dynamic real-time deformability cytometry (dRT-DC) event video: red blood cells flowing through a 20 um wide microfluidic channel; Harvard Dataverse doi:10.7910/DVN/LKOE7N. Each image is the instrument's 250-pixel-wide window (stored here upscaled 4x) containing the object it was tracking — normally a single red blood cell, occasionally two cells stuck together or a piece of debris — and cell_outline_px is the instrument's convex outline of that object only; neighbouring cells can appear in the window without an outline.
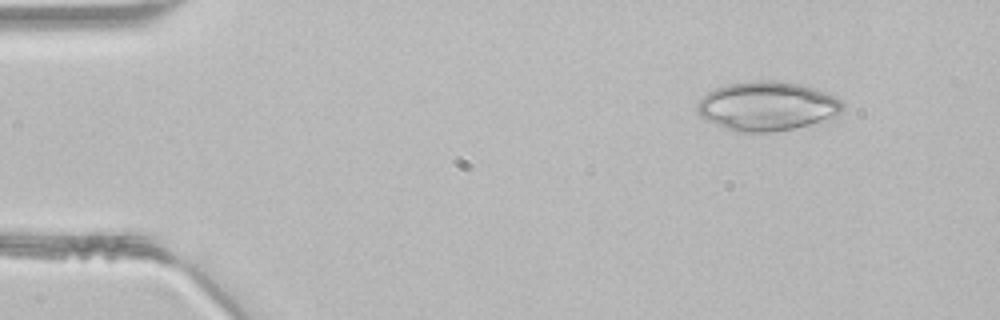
{"species": "common noctule bat (a hibernating species)", "species_latin": "Nyctalus noctula", "temperature_condition": "room temperature", "stored_images_in_passage": 42, "camera_frame_rate_fps": 3000, "um_per_image_px": 0.085, "animal": {"sex": "male", "body_mass_g": 21.5, "forearm_length_mm": 52.0}, "frame": {"image": 1, "passage_image": 1, "time_ms": 0.0, "image_size_px": [1000, 320], "cell_outline_px": [[844, 108], [836, 116], [808, 124], [792, 128], [772, 132], [732, 132], [704, 120], [696, 112], [696, 104], [708, 92], [716, 88], [728, 84], [748, 80], [772, 80], [800, 84], [836, 96], [844, 104]], "centroid_in_image_um": [65.14, 9.02], "position_along_channel_um": 19.9, "area_um2": 41.79}}
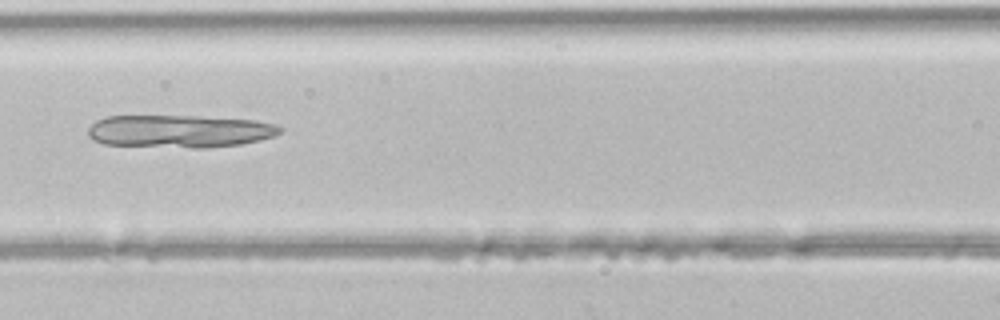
{"frame": {"image": 2, "passage_image": 16, "time_ms": 5.0, "image_size_px": [1000, 320], "cell_outline_px": [[284, 128], [280, 132], [272, 136], [260, 140], [240, 144], [208, 148], [192, 148], [104, 144], [92, 140], [88, 136], [88, 128], [96, 120], [108, 116], [200, 116], [256, 120], [276, 124]], "centroid_in_image_um": [15.27, 11.15], "position_along_channel_um": 151.3, "area_um2": 36.82}}
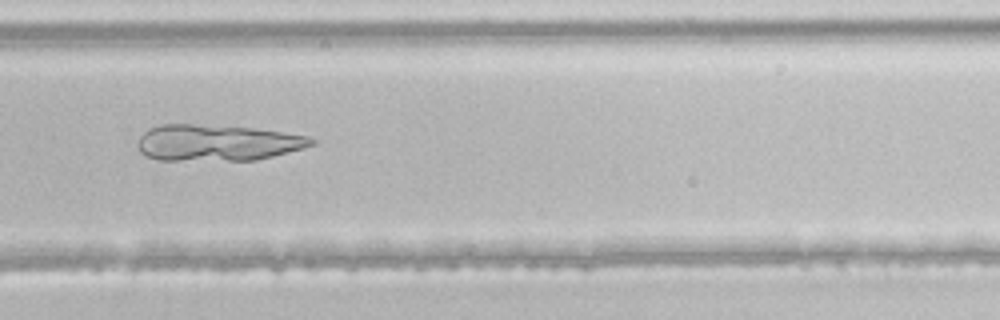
{"frame": {"image": 3, "passage_image": 27, "time_ms": 8.667, "image_size_px": [1000, 320], "cell_outline_px": [[316, 144], [304, 148], [256, 160], [156, 160], [144, 156], [140, 152], [136, 144], [140, 136], [148, 128], [160, 124], [192, 124], [252, 128], [308, 136], [316, 140]], "centroid_in_image_um": [18.41, 12.14], "position_along_channel_um": 311.4, "area_um2": 36.82}}